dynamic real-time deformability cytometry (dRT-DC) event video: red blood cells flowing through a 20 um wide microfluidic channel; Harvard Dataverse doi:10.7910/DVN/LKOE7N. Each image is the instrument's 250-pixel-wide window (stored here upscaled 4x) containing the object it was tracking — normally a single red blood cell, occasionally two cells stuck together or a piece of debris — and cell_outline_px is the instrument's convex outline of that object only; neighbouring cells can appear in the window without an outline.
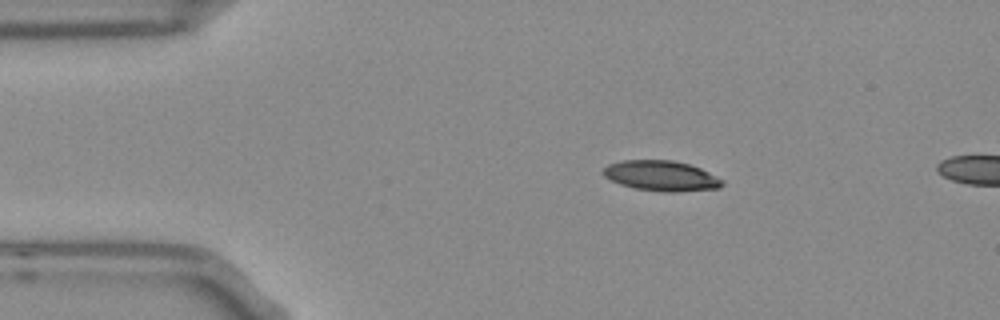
{"species": "Egyptian fruit bat (a non-hibernating species)", "species_latin": "Rousettus aegyptiacus", "temperature_condition": "room temperature", "stored_images_in_passage": 4, "camera_frame_rate_fps": 3000, "um_per_image_px": 0.085, "frame": {"image": 1, "passage_image": 1, "time_ms": 0.0, "image_size_px": [1000, 320], "cell_outline_px": [[724, 184], [720, 188], [676, 192], [664, 192], [636, 188], [620, 184], [604, 176], [600, 172], [608, 164], [620, 160], [672, 160], [688, 164], [700, 168], [724, 180]], "centroid_in_image_um": [56.2, 14.94], "position_along_channel_um": 28.8, "area_um2": 21.04}}